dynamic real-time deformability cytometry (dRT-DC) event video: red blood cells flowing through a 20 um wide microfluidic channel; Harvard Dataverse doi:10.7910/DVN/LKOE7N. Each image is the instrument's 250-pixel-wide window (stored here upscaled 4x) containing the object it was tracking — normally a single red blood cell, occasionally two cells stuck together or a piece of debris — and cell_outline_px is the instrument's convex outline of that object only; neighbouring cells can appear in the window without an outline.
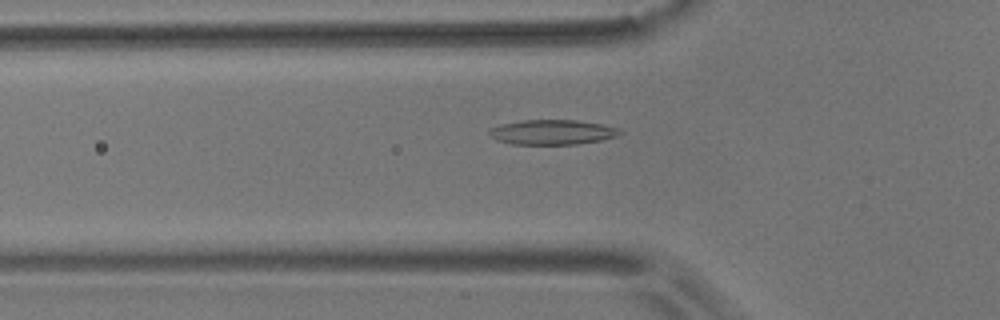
{"species": "common noctule bat (a hibernating species)", "species_latin": "Nyctalus noctula", "temperature_condition": "room temperature", "stored_images_in_passage": 54, "camera_frame_rate_fps": 3000, "um_per_image_px": 0.085, "animal": {"sex": "male", "body_mass_g": 17.9}, "frame": {"image": 1, "passage_image": 18, "time_ms": 5.667, "image_size_px": [1000, 320], "cell_outline_px": [[624, 132], [616, 136], [600, 140], [576, 144], [512, 144], [496, 140], [488, 136], [488, 132], [492, 128], [500, 124], [524, 120], [576, 120], [604, 124], [620, 128]], "centroid_in_image_um": [46.95, 11.23], "position_along_channel_um": 78.8, "area_um2": 19.02}}
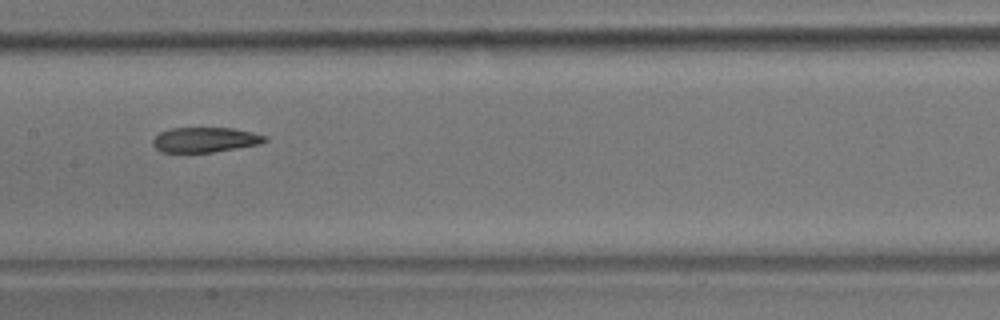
{"frame": {"image": 2, "passage_image": 27, "time_ms": 8.667, "image_size_px": [1000, 320], "cell_outline_px": [[268, 140], [260, 144], [212, 152], [160, 152], [152, 144], [152, 140], [160, 132], [172, 128], [232, 128], [252, 132], [268, 136]], "centroid_in_image_um": [17.44, 11.88], "position_along_channel_um": 190.0, "area_um2": 16.3}}
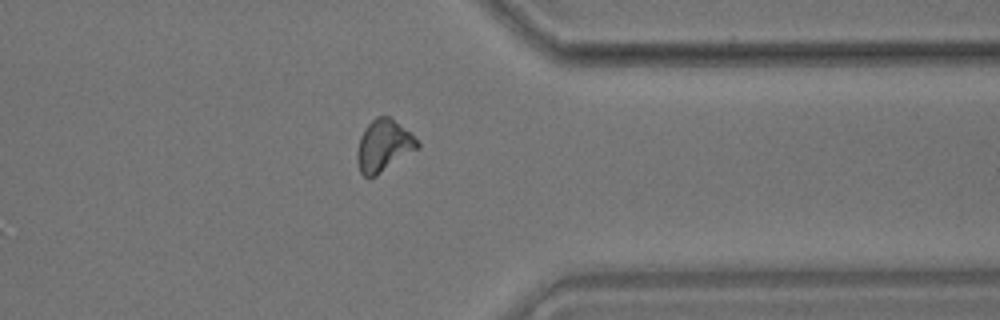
{"frame": {"image": 3, "passage_image": 43, "time_ms": 14.0, "image_size_px": [1000, 320], "cell_outline_px": [[420, 148], [376, 176], [368, 180], [360, 172], [356, 160], [356, 152], [360, 136], [364, 128], [376, 116], [388, 116], [408, 132], [420, 144]], "centroid_in_image_um": [32.57, 12.43], "position_along_channel_um": 378.8, "area_um2": 18.26}, "authors_computed_cell_mechanics": {"area_um2": 17.7157, "velocity_mm_per_s": 3.6658, "shape_relaxation_time_tau1_ms": 10.9316, "shape_relaxation_time_tau2_ms": 5.9785, "deformation_change_tau1": 0.2416, "deformation_change_tau2": 0.1381}}